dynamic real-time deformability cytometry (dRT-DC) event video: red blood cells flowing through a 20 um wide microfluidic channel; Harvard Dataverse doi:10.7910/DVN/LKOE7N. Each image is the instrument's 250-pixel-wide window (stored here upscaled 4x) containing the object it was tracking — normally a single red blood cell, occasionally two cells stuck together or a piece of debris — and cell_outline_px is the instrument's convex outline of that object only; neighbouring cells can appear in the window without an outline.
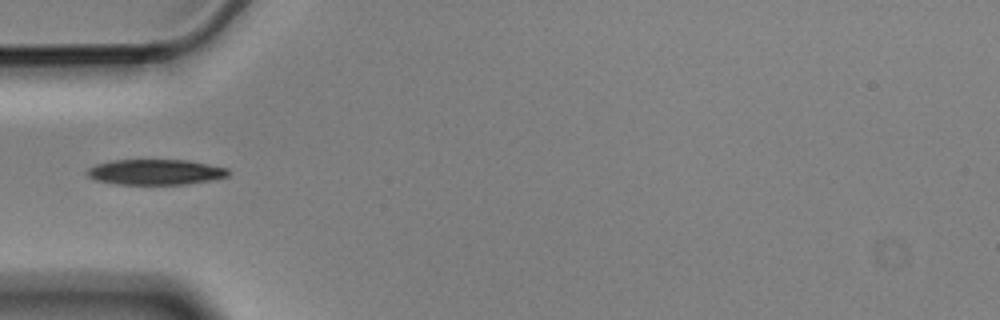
{"species": "Egyptian fruit bat (a non-hibernating species)", "species_latin": "Rousettus aegyptiacus", "temperature_condition": "cold", "stored_images_in_passage": 1, "camera_frame_rate_fps": 3000, "um_per_image_px": 0.085, "animal": {"sex": "male"}, "frame": {"image": 1, "passage_image": 1, "time_ms": 0.0, "image_size_px": [1000, 320], "cell_outline_px": [[228, 176], [188, 184], [116, 184], [96, 180], [88, 176], [84, 172], [88, 168], [96, 164], [112, 160], [188, 160], [228, 168]], "centroid_in_image_um": [13.17, 14.62], "position_along_channel_um": 71.8, "area_um2": 20.87}}